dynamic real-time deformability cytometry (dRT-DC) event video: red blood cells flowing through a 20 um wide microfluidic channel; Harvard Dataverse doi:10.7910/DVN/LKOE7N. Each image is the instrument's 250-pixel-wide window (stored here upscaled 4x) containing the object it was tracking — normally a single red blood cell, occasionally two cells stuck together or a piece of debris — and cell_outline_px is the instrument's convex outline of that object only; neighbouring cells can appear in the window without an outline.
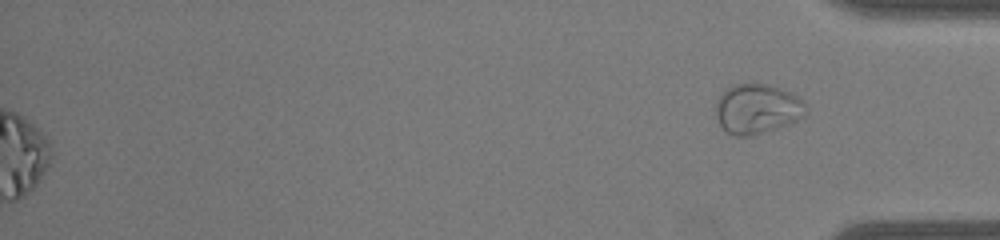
{"species": "common noctule bat (a hibernating species)", "species_latin": "Nyctalus noctula", "temperature_condition": "warm", "stored_images_in_passage": 38, "segment_of_instrument_passage": [2, 2], "camera_frame_rate_fps": 3000, "um_per_image_px": 0.085, "animal": {"sex": "male", "body_mass_g": 19.0, "forearm_length_mm": 50.8}, "frame": {"image": 1, "passage_image": 38, "time_ms": 12.333, "image_size_px": [1000, 240], "cell_outline_px": [[804, 116], [788, 124], [752, 136], [732, 136], [724, 132], [716, 116], [716, 100], [724, 88], [732, 84], [768, 84], [780, 88], [804, 100]], "centroid_in_image_um": [64.29, 9.26], "position_along_channel_um": 370.9, "area_um2": 26.24}}